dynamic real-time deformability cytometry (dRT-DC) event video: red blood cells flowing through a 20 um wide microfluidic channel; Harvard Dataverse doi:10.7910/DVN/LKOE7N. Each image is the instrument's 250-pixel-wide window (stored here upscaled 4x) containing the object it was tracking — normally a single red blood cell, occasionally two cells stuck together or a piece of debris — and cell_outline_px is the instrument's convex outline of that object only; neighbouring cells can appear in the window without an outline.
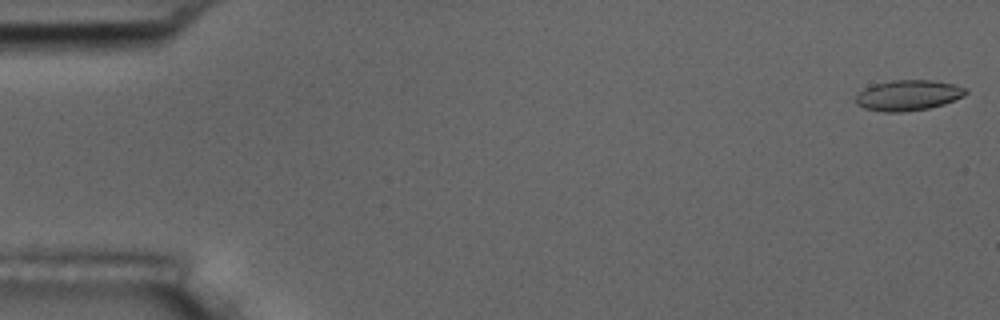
{"species": "common noctule bat (a hibernating species)", "species_latin": "Nyctalus noctula", "temperature_condition": "room temperature", "stored_images_in_passage": 8, "camera_frame_rate_fps": 3000, "um_per_image_px": 0.085, "animal": {"sex": "male", "body_mass_g": 17.5, "forearm_length_mm": 52.3}, "frame": {"image": 1, "passage_image": 1, "time_ms": 0.0, "image_size_px": [1000, 320], "cell_outline_px": [[968, 92], [964, 96], [944, 104], [928, 108], [900, 112], [884, 112], [864, 108], [856, 104], [856, 96], [864, 88], [876, 84], [892, 80], [932, 80], [956, 84], [964, 88]], "centroid_in_image_um": [77.21, 8.1], "position_along_channel_um": 7.8, "area_um2": 19.48}}
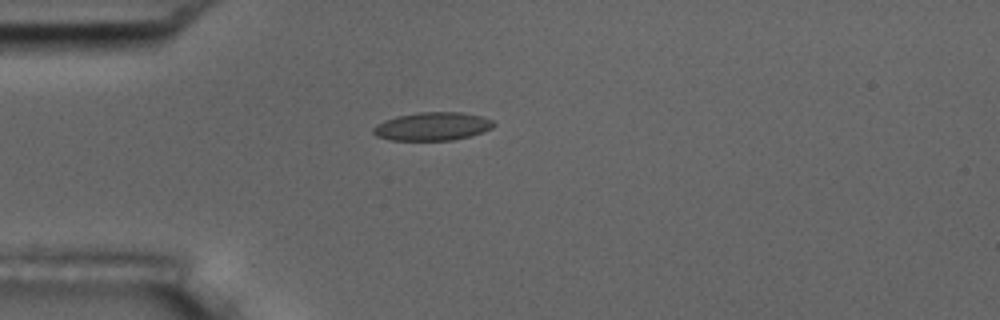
{"frame": {"image": 2, "passage_image": 5, "time_ms": 4.667, "image_size_px": [1000, 320], "cell_outline_px": [[496, 124], [492, 128], [484, 132], [472, 136], [452, 140], [392, 140], [376, 136], [372, 132], [372, 128], [376, 124], [384, 120], [396, 116], [420, 112], [460, 112], [484, 116], [492, 120]], "centroid_in_image_um": [36.78, 10.74], "position_along_channel_um": 48.2, "area_um2": 20.06}}